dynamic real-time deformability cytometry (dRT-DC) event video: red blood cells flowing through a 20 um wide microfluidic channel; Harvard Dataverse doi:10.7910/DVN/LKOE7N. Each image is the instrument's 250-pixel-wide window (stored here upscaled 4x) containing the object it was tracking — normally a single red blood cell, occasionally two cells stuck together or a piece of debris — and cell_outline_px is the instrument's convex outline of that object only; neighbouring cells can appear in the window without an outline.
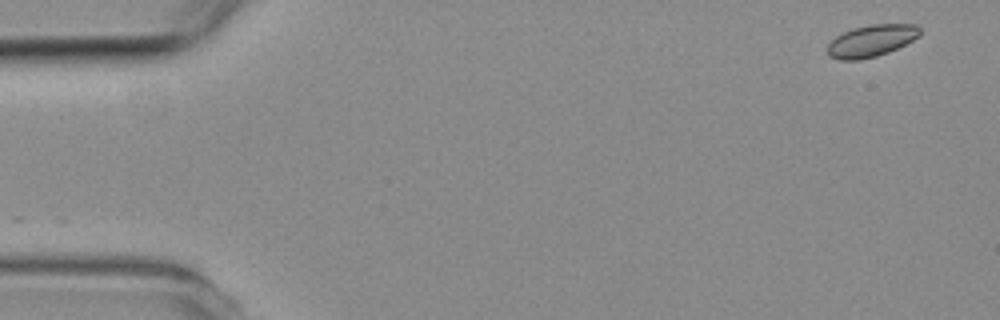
{"species": "common noctule bat (a hibernating species)", "species_latin": "Nyctalus noctula", "temperature_condition": "room temperature", "stored_images_in_passage": 4, "camera_frame_rate_fps": 3000, "um_per_image_px": 0.085, "animal": {"sex": "female", "body_mass_g": 19.3, "forearm_length_mm": 54.1}, "frame": {"image": 1, "passage_image": 1, "time_ms": 0.0, "image_size_px": [1000, 320], "cell_outline_px": [[920, 36], [888, 52], [876, 56], [856, 60], [840, 60], [828, 56], [828, 44], [836, 36], [852, 28], [872, 24], [916, 24], [920, 28]], "centroid_in_image_um": [74.06, 3.46], "position_along_channel_um": 10.9, "area_um2": 17.05}}
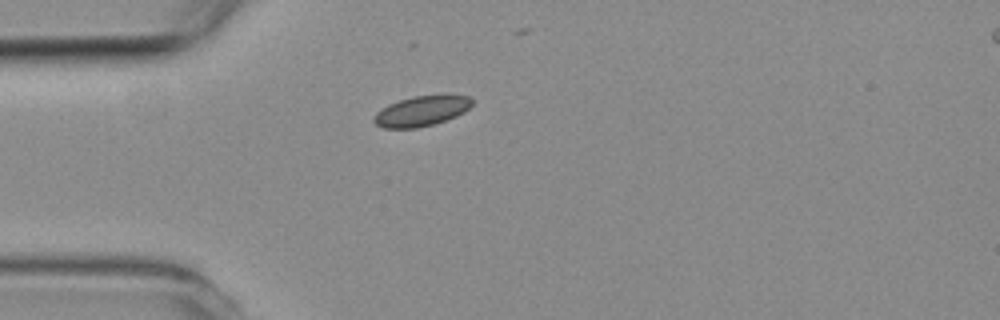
{"frame": {"image": 2, "passage_image": 4, "time_ms": 4.0, "image_size_px": [1000, 320], "cell_outline_px": [[472, 104], [464, 112], [456, 116], [432, 124], [416, 128], [384, 128], [376, 124], [372, 120], [376, 112], [380, 108], [388, 104], [412, 96], [468, 96], [472, 100]], "centroid_in_image_um": [35.76, 9.45], "position_along_channel_um": 49.2, "area_um2": 16.94}}